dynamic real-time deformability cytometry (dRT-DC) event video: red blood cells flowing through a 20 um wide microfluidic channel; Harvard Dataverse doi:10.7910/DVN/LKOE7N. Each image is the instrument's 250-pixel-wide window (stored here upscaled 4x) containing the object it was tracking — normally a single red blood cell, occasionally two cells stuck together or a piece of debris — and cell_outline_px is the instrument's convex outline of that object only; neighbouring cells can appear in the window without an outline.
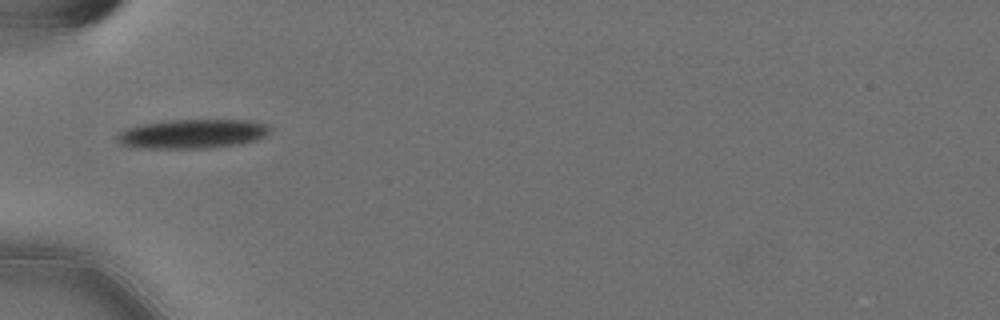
{"species": "Egyptian fruit bat (a non-hibernating species)", "species_latin": "Rousettus aegyptiacus", "temperature_condition": "cold", "stored_images_in_passage": 3, "camera_frame_rate_fps": 3000, "um_per_image_px": 0.085, "animal": {"sex": "female"}, "frame": {"image": 1, "passage_image": 1, "time_ms": 0.0, "image_size_px": [1000, 320], "cell_outline_px": [[272, 128], [264, 136], [256, 140], [240, 144], [208, 148], [148, 148], [120, 144], [116, 140], [116, 136], [120, 132], [128, 128], [140, 124], [172, 120], [248, 120], [264, 124]], "centroid_in_image_um": [16.36, 11.37], "position_along_channel_um": 68.6, "area_um2": 25.78}}